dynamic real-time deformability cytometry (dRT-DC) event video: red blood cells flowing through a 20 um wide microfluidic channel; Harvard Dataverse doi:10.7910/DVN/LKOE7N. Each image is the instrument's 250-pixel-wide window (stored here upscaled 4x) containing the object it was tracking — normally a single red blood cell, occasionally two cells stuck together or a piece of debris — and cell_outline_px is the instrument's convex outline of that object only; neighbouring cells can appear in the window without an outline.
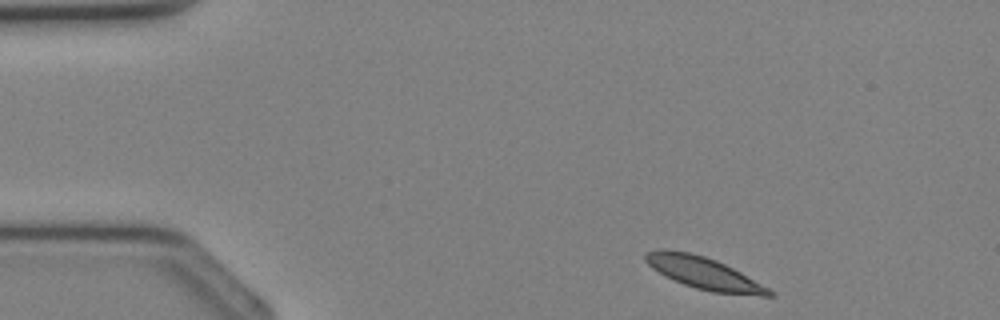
{"species": "Egyptian fruit bat (a non-hibernating species)", "species_latin": "Rousettus aegyptiacus", "temperature_condition": "cold", "stored_images_in_passage": 32, "camera_frame_rate_fps": 3000, "um_per_image_px": 0.085, "animal": {"sex": "female"}, "frame": {"image": 1, "passage_image": 1, "time_ms": 0.0, "image_size_px": [1000, 320], "cell_outline_px": [[776, 296], [760, 296], [712, 292], [696, 288], [684, 284], [664, 276], [652, 268], [644, 260], [644, 252], [660, 248], [688, 252], [704, 256], [716, 260], [740, 272], [768, 288]], "centroid_in_image_um": [59.77, 23.21], "position_along_channel_um": 25.2, "area_um2": 22.95}}
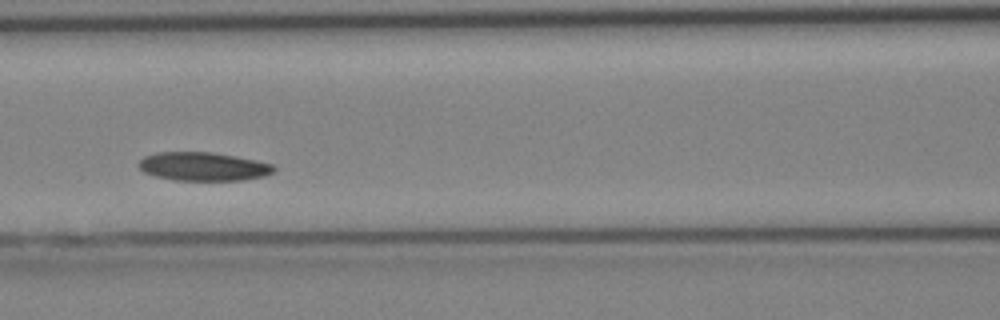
{"frame": {"image": 2, "passage_image": 12, "time_ms": 3.667, "image_size_px": [1000, 320], "cell_outline_px": [[276, 168], [272, 172], [264, 176], [244, 180], [172, 180], [156, 176], [144, 172], [140, 168], [140, 160], [144, 156], [160, 152], [208, 152], [256, 160], [272, 164]], "centroid_in_image_um": [17.28, 14.16], "position_along_channel_um": 149.3, "area_um2": 22.2}}
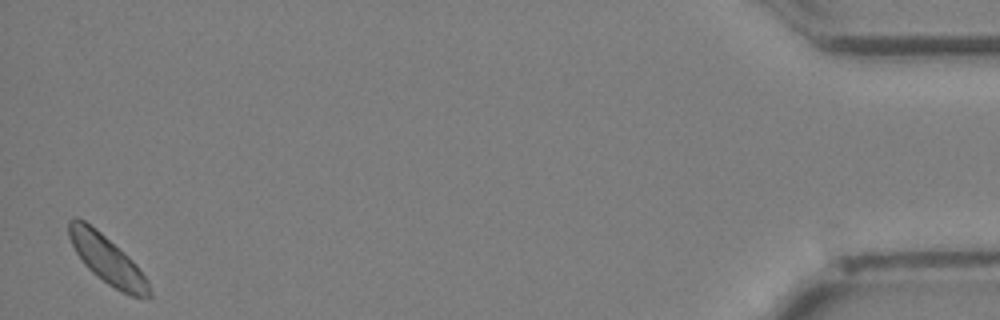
{"frame": {"image": 3, "passage_image": 32, "time_ms": 10.333, "image_size_px": [1000, 320], "cell_outline_px": [[152, 296], [148, 300], [132, 296], [120, 292], [96, 276], [84, 264], [76, 252], [68, 236], [68, 220], [76, 216], [84, 220], [96, 228], [128, 256], [136, 264], [148, 280], [152, 292]], "centroid_in_image_um": [9.13, 22.1], "position_along_channel_um": 426.1, "area_um2": 22.77}}